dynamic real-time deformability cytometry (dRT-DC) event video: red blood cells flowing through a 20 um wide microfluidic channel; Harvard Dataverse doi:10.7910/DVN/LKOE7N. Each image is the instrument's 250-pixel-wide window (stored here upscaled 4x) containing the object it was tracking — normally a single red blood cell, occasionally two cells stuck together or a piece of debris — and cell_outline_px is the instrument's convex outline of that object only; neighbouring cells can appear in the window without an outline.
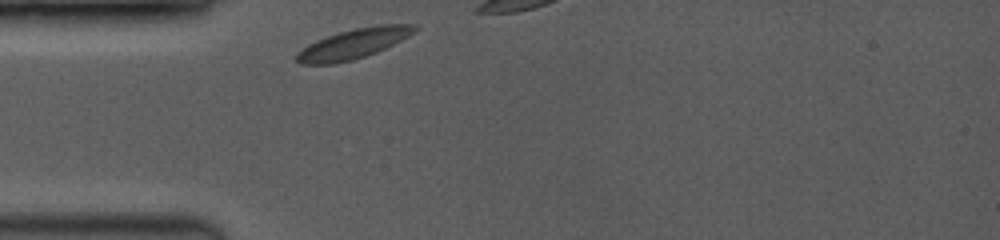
{"species": "common noctule bat (a hibernating species)", "species_latin": "Nyctalus noctula", "temperature_condition": "room temperature", "stored_images_in_passage": 9, "camera_frame_rate_fps": 3500, "um_per_image_px": 0.085, "animal": {"sex": "female", "body_mass_g": 19.0, "forearm_length_mm": 53.3}, "frame": {"image": 1, "passage_image": 1, "time_ms": 0.0, "image_size_px": [1000, 240], "cell_outline_px": [[420, 28], [408, 36], [376, 52], [352, 60], [332, 64], [300, 64], [296, 60], [296, 52], [308, 44], [316, 40], [340, 32], [356, 28], [380, 24], [416, 24]], "centroid_in_image_um": [30.04, 3.71], "position_along_channel_um": 55.0, "area_um2": 20.4}}
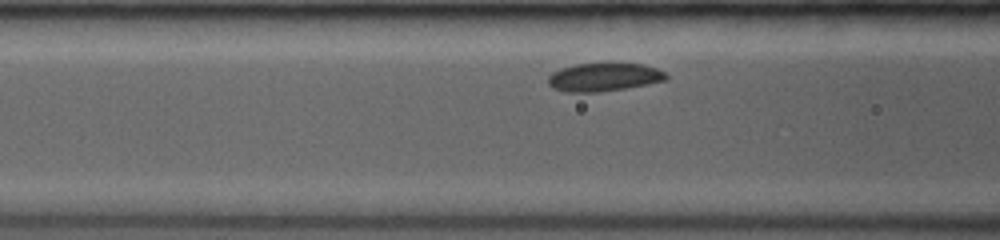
{"frame": {"image": 2, "passage_image": 7, "time_ms": 1.714, "image_size_px": [1000, 240], "cell_outline_px": [[668, 80], [648, 84], [600, 92], [564, 92], [552, 88], [548, 84], [548, 76], [552, 72], [560, 68], [576, 64], [612, 60], [644, 64], [656, 68], [664, 72], [668, 76]], "centroid_in_image_um": [51.34, 6.51], "position_along_channel_um": 115.3, "area_um2": 20.4}}